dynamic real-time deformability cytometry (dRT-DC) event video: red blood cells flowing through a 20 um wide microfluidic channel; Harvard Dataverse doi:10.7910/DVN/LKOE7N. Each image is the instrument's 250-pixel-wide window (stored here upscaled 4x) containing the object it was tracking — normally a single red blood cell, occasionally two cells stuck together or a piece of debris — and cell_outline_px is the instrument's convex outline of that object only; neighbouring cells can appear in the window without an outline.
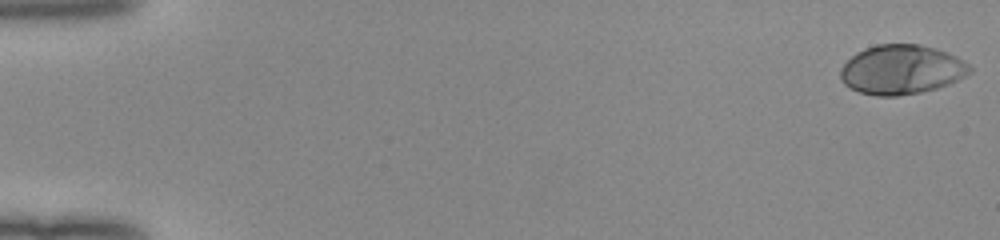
{"species": "human", "species_latin": "Homo sapiens", "temperature_condition": "room temperature", "stored_images_in_passage": 52, "camera_frame_rate_fps": 3000, "um_per_image_px": 0.085, "donor": {"sex": "female"}, "frame": {"image": 1, "passage_image": 1, "time_ms": 0.0, "image_size_px": [1000, 240], "cell_outline_px": [[972, 72], [948, 84], [936, 88], [920, 92], [896, 96], [876, 96], [860, 92], [848, 88], [840, 80], [840, 68], [856, 52], [864, 48], [876, 44], [920, 44], [936, 48], [956, 56], [968, 64], [972, 68]], "centroid_in_image_um": [76.59, 5.91], "position_along_channel_um": 8.4, "area_um2": 37.34}}
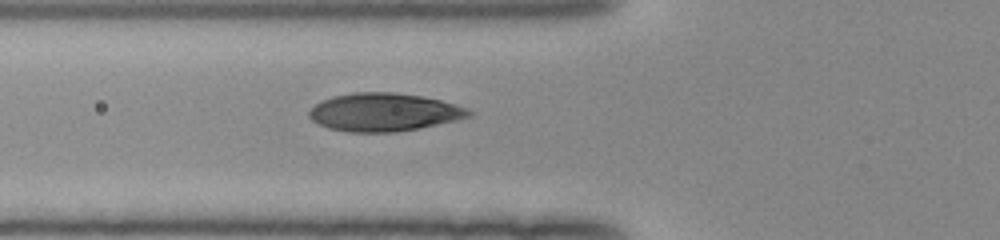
{"frame": {"image": 2, "passage_image": 20, "time_ms": 6.333, "image_size_px": [1000, 240], "cell_outline_px": [[472, 116], [456, 120], [396, 132], [348, 132], [328, 128], [316, 124], [308, 116], [308, 112], [316, 104], [332, 96], [352, 92], [392, 92], [420, 96], [440, 100], [468, 108], [472, 112]], "centroid_in_image_um": [32.6, 9.53], "position_along_channel_um": 93.2, "area_um2": 35.32}}
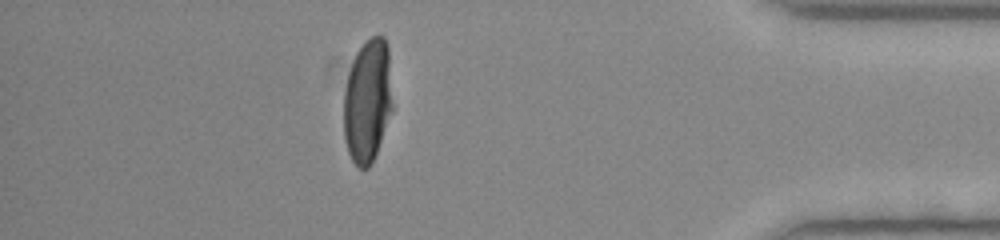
{"frame": {"image": 3, "passage_image": 46, "time_ms": 15.0, "image_size_px": [1000, 240], "cell_outline_px": [[392, 108], [376, 152], [368, 168], [360, 168], [352, 160], [348, 152], [344, 136], [344, 92], [348, 72], [352, 60], [356, 52], [372, 36], [384, 36], [388, 44], [392, 104]], "centroid_in_image_um": [31.23, 8.54], "position_along_channel_um": 404.0, "area_um2": 34.74}, "authors_computed_cell_mechanics": {"area_um2": 36.0672, "velocity_mm_per_s": 4.0086, "shape_relaxation_time_tau1_ms": 4.0171, "shape_relaxation_time_tau2_ms": null, "deformation_change_tau1": 0.2211, "deformation_change_tau2": null}}